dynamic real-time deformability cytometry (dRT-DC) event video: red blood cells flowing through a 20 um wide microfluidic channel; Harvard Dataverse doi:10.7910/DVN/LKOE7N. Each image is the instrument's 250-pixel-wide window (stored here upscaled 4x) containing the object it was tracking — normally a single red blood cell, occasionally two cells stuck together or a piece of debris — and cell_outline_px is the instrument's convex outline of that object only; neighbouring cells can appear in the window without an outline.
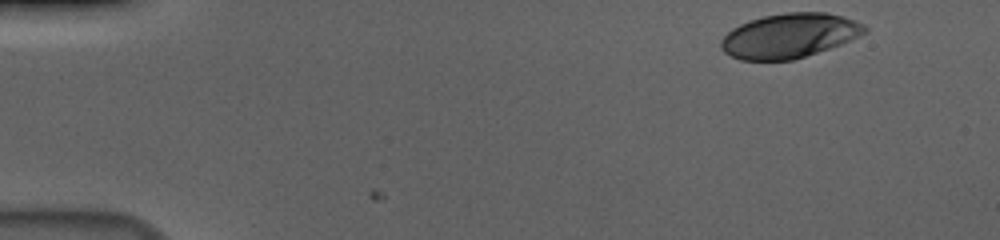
{"species": "human", "species_latin": "Homo sapiens", "temperature_condition": "cold", "stored_images_in_passage": 52, "camera_frame_rate_fps": 3000, "um_per_image_px": 0.085, "donor": {"sex": "male"}, "frame": {"image": 1, "passage_image": 1, "time_ms": 0.0, "image_size_px": [1000, 240], "cell_outline_px": [[868, 32], [840, 44], [792, 60], [740, 60], [724, 52], [720, 48], [720, 40], [732, 28], [748, 20], [764, 16], [788, 12], [828, 12], [864, 24], [868, 28]], "centroid_in_image_um": [67.07, 3.03], "position_along_channel_um": 17.9, "area_um2": 37.05}}
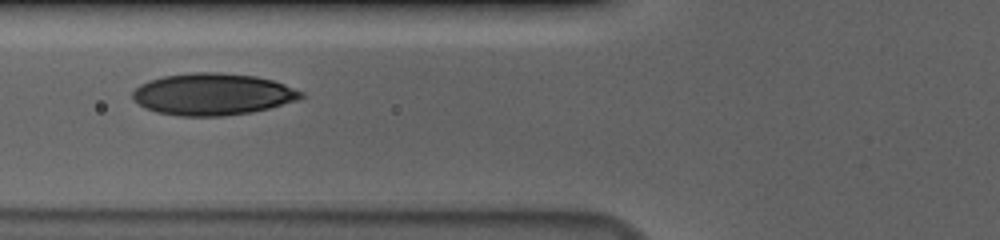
{"frame": {"image": 2, "passage_image": 18, "time_ms": 5.667, "image_size_px": [1000, 240], "cell_outline_px": [[304, 96], [296, 100], [268, 108], [252, 112], [224, 116], [180, 116], [156, 112], [144, 108], [132, 96], [132, 92], [140, 84], [148, 80], [164, 76], [196, 72], [216, 72], [256, 76], [272, 80], [284, 84], [304, 92]], "centroid_in_image_um": [18.06, 8.01], "position_along_channel_um": 107.7, "area_um2": 40.92}}
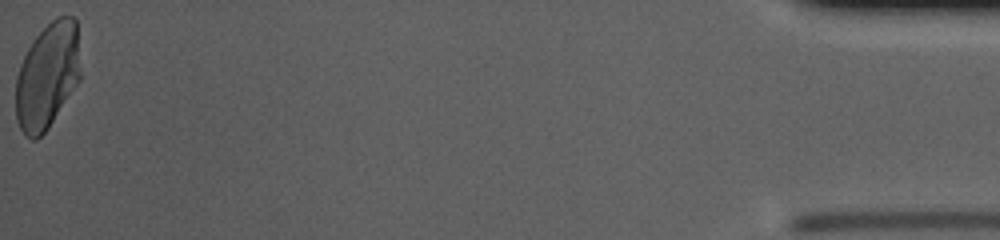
{"frame": {"image": 3, "passage_image": 52, "time_ms": 17.0, "image_size_px": [1000, 240], "cell_outline_px": [[80, 80], [48, 128], [36, 140], [32, 140], [24, 136], [16, 120], [16, 76], [20, 64], [28, 48], [36, 36], [56, 16], [72, 16], [76, 20], [80, 72]], "centroid_in_image_um": [4.01, 6.47], "position_along_channel_um": 431.2, "area_um2": 39.94}, "authors_computed_cell_mechanics": {"area_um2": 40.0554, "velocity_mm_per_s": 3.6826, "shape_relaxation_time_tau1_ms": 4.662, "shape_relaxation_time_tau2_ms": null, "deformation_change_tau1": 0.1672, "deformation_change_tau2": null}}